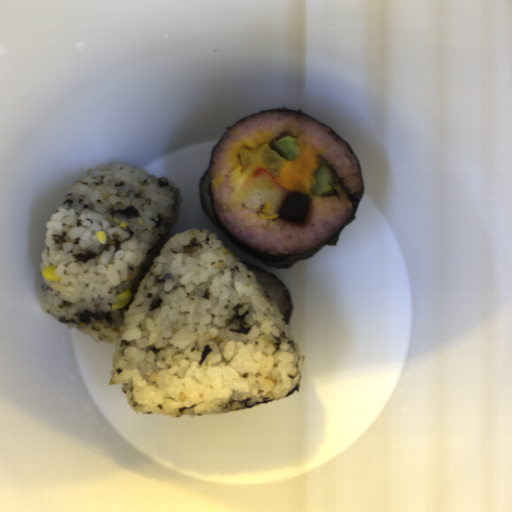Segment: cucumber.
<instances>
[{
  "label": "cucumber",
  "mask_w": 512,
  "mask_h": 512,
  "mask_svg": "<svg viewBox=\"0 0 512 512\" xmlns=\"http://www.w3.org/2000/svg\"><path fill=\"white\" fill-rule=\"evenodd\" d=\"M268 145L270 150L283 157L286 162L295 161L300 150L298 138L289 134L278 139H272Z\"/></svg>",
  "instance_id": "1"
},
{
  "label": "cucumber",
  "mask_w": 512,
  "mask_h": 512,
  "mask_svg": "<svg viewBox=\"0 0 512 512\" xmlns=\"http://www.w3.org/2000/svg\"><path fill=\"white\" fill-rule=\"evenodd\" d=\"M311 188L316 196L331 194L335 190L334 178L323 165L316 168L313 174Z\"/></svg>",
  "instance_id": "2"
}]
</instances>
